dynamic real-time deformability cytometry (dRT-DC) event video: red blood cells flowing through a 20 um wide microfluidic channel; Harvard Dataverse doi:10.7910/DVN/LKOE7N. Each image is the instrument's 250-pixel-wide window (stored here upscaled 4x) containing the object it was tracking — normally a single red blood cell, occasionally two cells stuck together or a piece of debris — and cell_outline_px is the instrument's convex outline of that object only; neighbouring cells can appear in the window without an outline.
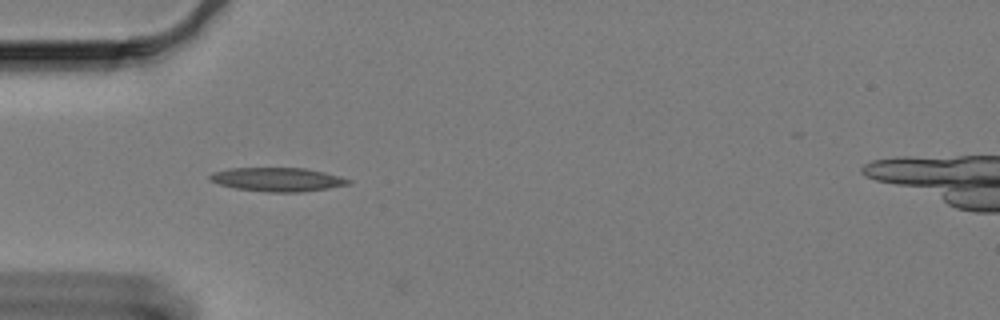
{"species": "Egyptian fruit bat (a non-hibernating species)", "species_latin": "Rousettus aegyptiacus", "temperature_condition": "cold", "stored_images_in_passage": 44, "camera_frame_rate_fps": 3000, "um_per_image_px": 0.085, "animal": {"sex": "female"}, "frame": {"image": 1, "passage_image": 1, "time_ms": 0.0, "image_size_px": [1000, 320], "cell_outline_px": [[352, 180], [348, 184], [328, 188], [300, 192], [268, 192], [236, 188], [220, 184], [208, 180], [208, 176], [212, 172], [228, 168], [304, 168], [324, 172], [340, 176]], "centroid_in_image_um": [23.55, 15.25], "position_along_channel_um": 61.4, "area_um2": 19.13}}
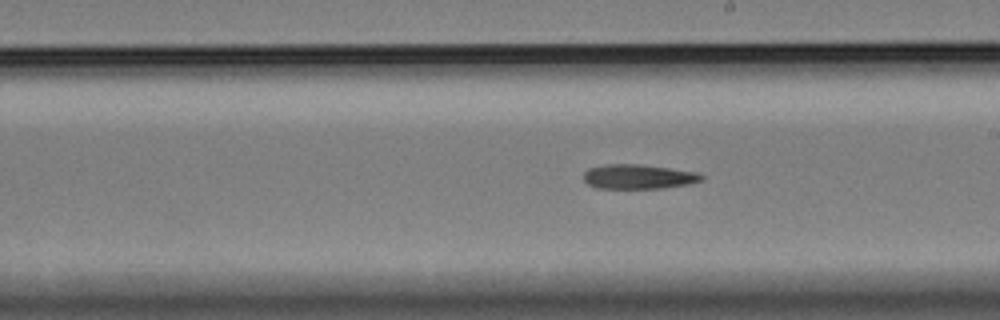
{"frame": {"image": 2, "passage_image": 17, "time_ms": 5.333, "image_size_px": [1000, 320], "cell_outline_px": [[704, 180], [688, 184], [664, 188], [596, 188], [588, 184], [584, 180], [584, 172], [588, 168], [608, 164], [640, 164], [696, 172], [704, 176]], "centroid_in_image_um": [54.26, 15.02], "position_along_channel_um": 234.7, "area_um2": 16.82}}
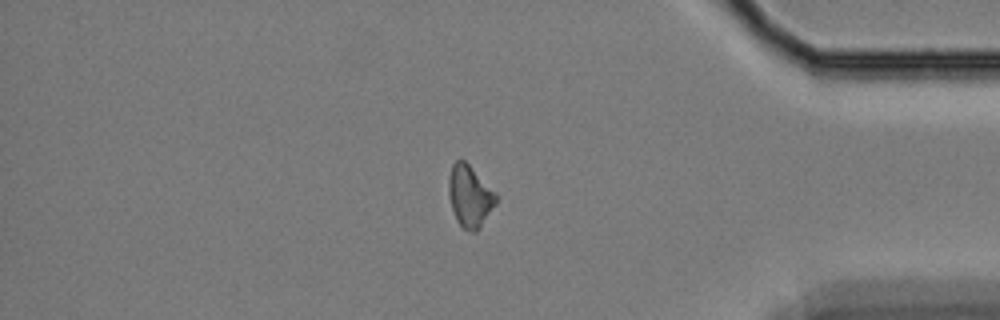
{"frame": {"image": 3, "passage_image": 34, "time_ms": 11.0, "image_size_px": [1000, 320], "cell_outline_px": [[496, 204], [480, 228], [476, 232], [468, 232], [456, 220], [452, 208], [448, 192], [448, 176], [452, 164], [456, 160], [464, 160], [496, 192]], "centroid_in_image_um": [39.92, 16.68], "position_along_channel_um": 395.3, "area_um2": 17.05}}